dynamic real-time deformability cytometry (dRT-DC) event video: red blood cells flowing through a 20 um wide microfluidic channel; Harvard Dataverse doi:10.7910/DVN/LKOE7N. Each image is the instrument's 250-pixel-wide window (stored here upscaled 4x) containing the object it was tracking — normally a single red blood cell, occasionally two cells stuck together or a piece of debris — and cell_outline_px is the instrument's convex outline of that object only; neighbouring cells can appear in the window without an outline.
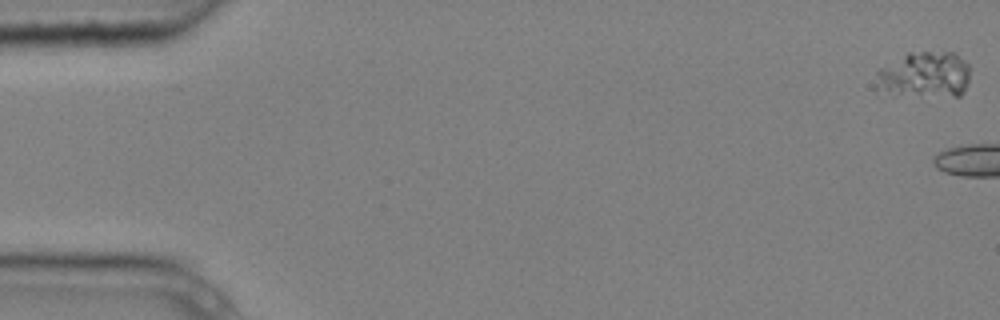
{"species": "common noctule bat (a hibernating species)", "species_latin": "Nyctalus noctula", "temperature_condition": "cold", "stored_images_in_passage": 5, "camera_frame_rate_fps": 3000, "um_per_image_px": 0.085, "animal": {"sex": "male", "body_mass_g": 20.4}, "frame": {"image": 1, "passage_image": 1, "time_ms": 0.0, "image_size_px": [1000, 320], "cell_outline_px": [[968, 84], [964, 92], [960, 96], [956, 96], [876, 92], [876, 72], [880, 68], [908, 52], [956, 52], [968, 64]], "centroid_in_image_um": [78.59, 6.34], "position_along_channel_um": 6.4, "area_um2": 25.14}}